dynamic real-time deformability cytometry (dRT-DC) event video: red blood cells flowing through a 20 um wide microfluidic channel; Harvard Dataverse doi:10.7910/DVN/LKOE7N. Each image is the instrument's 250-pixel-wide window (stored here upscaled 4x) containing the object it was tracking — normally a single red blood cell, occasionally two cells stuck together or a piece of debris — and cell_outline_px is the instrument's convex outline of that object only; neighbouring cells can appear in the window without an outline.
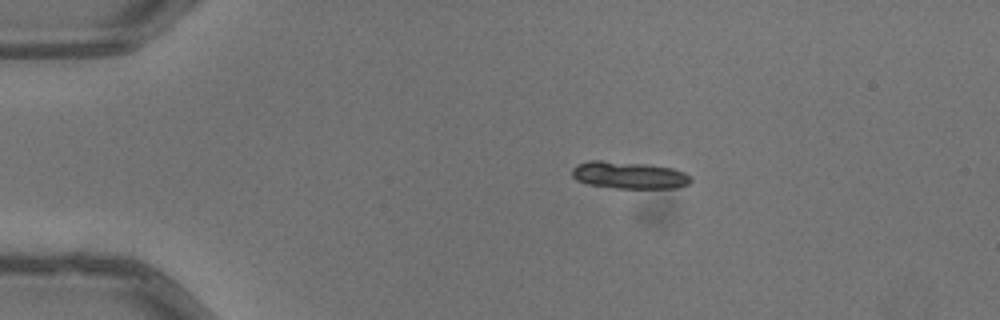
{"species": "common noctule bat (a hibernating species)", "species_latin": "Nyctalus noctula", "temperature_condition": "warm", "stored_images_in_passage": 42, "camera_frame_rate_fps": 3000, "um_per_image_px": 0.085, "animal": {"sex": "male", "body_mass_g": 13.3}, "frame": {"image": 1, "passage_image": 1, "time_ms": 0.0, "image_size_px": [1000, 320], "cell_outline_px": [[692, 180], [688, 184], [676, 188], [616, 188], [588, 184], [576, 180], [572, 176], [572, 168], [588, 160], [600, 160], [648, 164], [672, 168], [684, 172], [692, 176]], "centroid_in_image_um": [53.48, 14.89], "position_along_channel_um": 31.5, "area_um2": 18.84}}
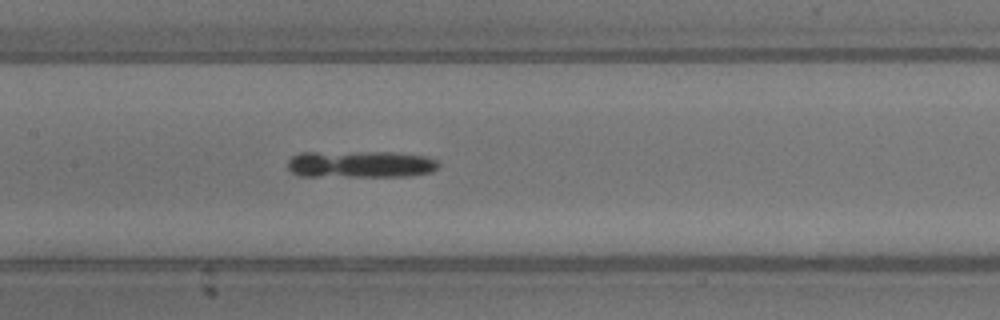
{"frame": {"image": 2, "passage_image": 16, "time_ms": 5.0, "image_size_px": [1000, 320], "cell_outline_px": [[440, 164], [432, 172], [408, 176], [300, 176], [292, 172], [288, 168], [288, 160], [292, 156], [300, 152], [396, 152], [424, 156], [440, 160]], "centroid_in_image_um": [30.65, 13.95], "position_along_channel_um": 176.7, "area_um2": 23.87}}
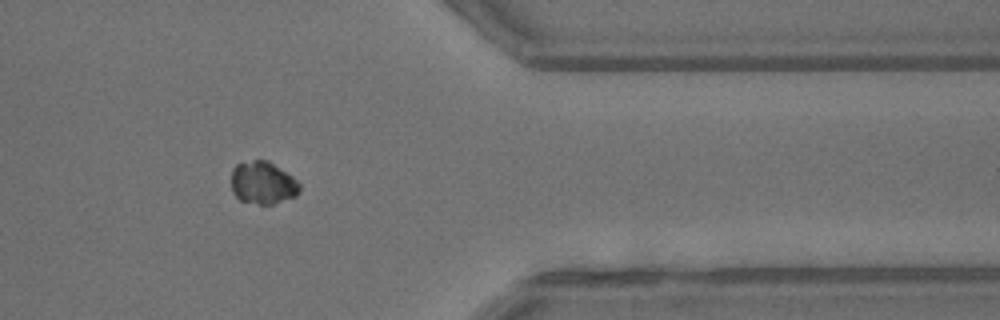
{"frame": {"image": 3, "passage_image": 33, "time_ms": 10.667, "image_size_px": [1000, 320], "cell_outline_px": [[300, 192], [296, 196], [272, 204], [260, 204], [240, 200], [232, 192], [232, 168], [236, 164], [252, 160], [268, 160], [292, 176], [300, 184]], "centroid_in_image_um": [22.34, 15.53], "position_along_channel_um": 389.1, "area_um2": 16.94}}